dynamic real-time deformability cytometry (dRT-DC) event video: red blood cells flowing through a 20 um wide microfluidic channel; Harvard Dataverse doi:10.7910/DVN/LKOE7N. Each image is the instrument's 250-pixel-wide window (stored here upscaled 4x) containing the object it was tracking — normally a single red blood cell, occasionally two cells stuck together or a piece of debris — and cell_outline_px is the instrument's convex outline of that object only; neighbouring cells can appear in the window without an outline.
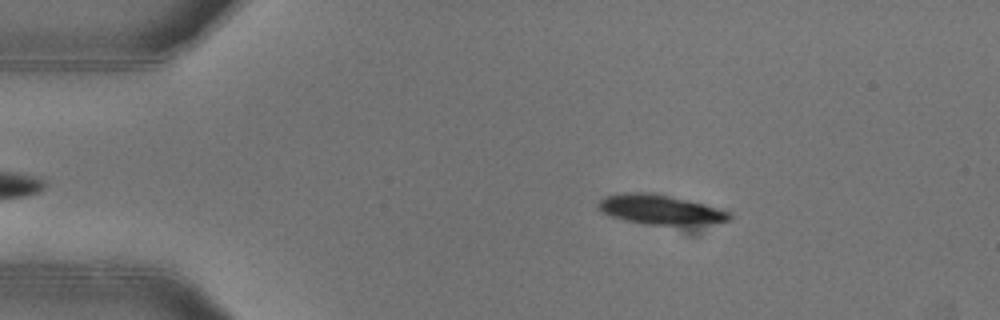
{"species": "common noctule bat (a hibernating species)", "species_latin": "Nyctalus noctula", "temperature_condition": "warm", "stored_images_in_passage": 41, "camera_frame_rate_fps": 3000, "um_per_image_px": 0.085, "animal": {"sex": "female"}, "frame": {"image": 1, "passage_image": 6, "time_ms": 1.667, "image_size_px": [1000, 320], "cell_outline_px": [[732, 220], [684, 224], [644, 224], [624, 220], [600, 212], [596, 208], [596, 204], [604, 196], [624, 192], [652, 192], [672, 196], [724, 208], [732, 212]], "centroid_in_image_um": [56.09, 17.78], "position_along_channel_um": 28.9, "area_um2": 22.83}}
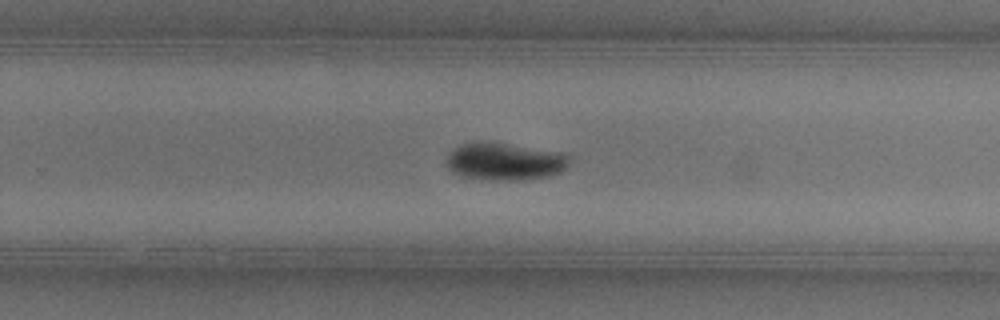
{"frame": {"image": 2, "passage_image": 30, "time_ms": 9.667, "image_size_px": [1000, 320], "cell_outline_px": [[572, 160], [560, 172], [548, 176], [524, 180], [496, 180], [464, 176], [452, 172], [448, 168], [448, 152], [460, 144], [504, 144], [564, 152]], "centroid_in_image_um": [42.96, 13.75], "position_along_channel_um": 286.8, "area_um2": 26.13}}
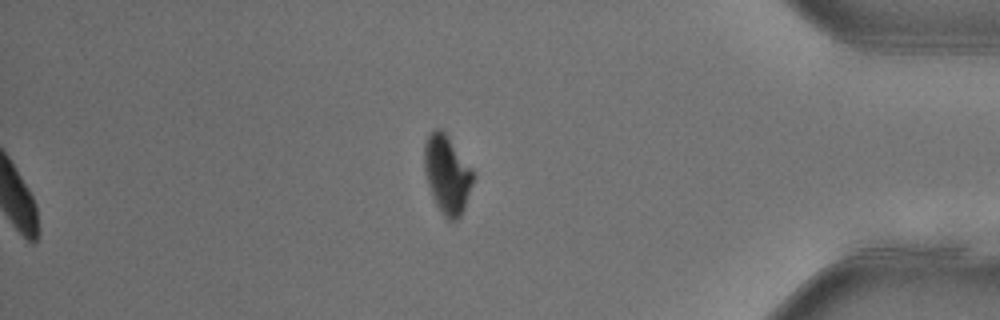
{"frame": {"image": 3, "passage_image": 41, "time_ms": 13.333, "image_size_px": [1000, 320], "cell_outline_px": [[472, 180], [464, 208], [460, 216], [456, 220], [448, 220], [440, 212], [432, 196], [428, 184], [424, 168], [424, 144], [428, 136], [436, 128], [444, 128], [472, 168]], "centroid_in_image_um": [37.98, 14.77], "position_along_channel_um": 397.2, "area_um2": 22.2}, "authors_computed_cell_mechanics": {"area_um2": 25.2586, "velocity_mm_per_s": 3.9632, "shape_relaxation_time_tau1_ms": 2.6138, "shape_relaxation_time_tau2_ms": 6.4301, "deformation_change_tau1": 0.1431, "deformation_change_tau2": 0.0546}}